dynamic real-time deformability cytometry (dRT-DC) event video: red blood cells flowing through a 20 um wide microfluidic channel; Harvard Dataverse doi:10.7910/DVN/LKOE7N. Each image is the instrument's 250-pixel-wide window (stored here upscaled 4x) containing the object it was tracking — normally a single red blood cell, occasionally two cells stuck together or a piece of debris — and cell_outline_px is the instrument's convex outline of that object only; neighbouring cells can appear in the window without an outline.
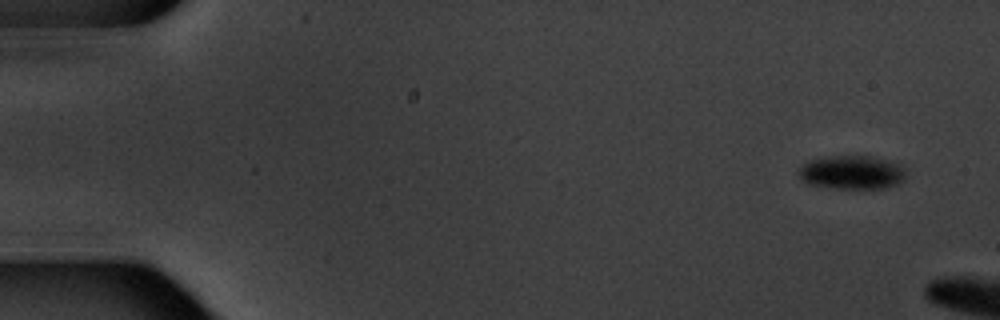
{"species": "common noctule bat (a hibernating species)", "species_latin": "Nyctalus noctula", "temperature_condition": "warm", "stored_images_in_passage": 3, "camera_frame_rate_fps": 3000, "um_per_image_px": 0.085, "animal": {"sex": "male", "body_mass_g": 20.1, "forearm_length_mm": 53.5}, "frame": {"image": 1, "passage_image": 1, "time_ms": 0.0, "image_size_px": [1000, 320], "cell_outline_px": [[904, 180], [896, 184], [884, 188], [828, 188], [808, 184], [796, 172], [808, 160], [828, 156], [868, 156], [884, 160], [896, 164], [904, 168]], "centroid_in_image_um": [72.35, 14.66], "position_along_channel_um": 12.7, "area_um2": 20.81}}